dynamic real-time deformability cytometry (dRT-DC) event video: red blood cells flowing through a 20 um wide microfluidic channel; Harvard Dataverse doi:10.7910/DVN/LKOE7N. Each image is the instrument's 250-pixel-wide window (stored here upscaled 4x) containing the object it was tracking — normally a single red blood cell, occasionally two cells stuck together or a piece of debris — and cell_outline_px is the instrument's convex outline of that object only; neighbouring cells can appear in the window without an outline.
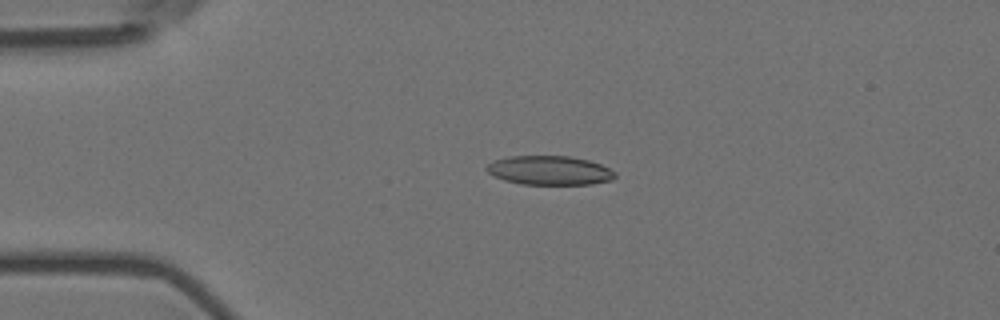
{"species": "Egyptian fruit bat (a non-hibernating species)", "species_latin": "Rousettus aegyptiacus", "temperature_condition": "room temperature", "stored_images_in_passage": 3, "camera_frame_rate_fps": 3000, "um_per_image_px": 0.085, "animal": {"sex": "female"}, "frame": {"image": 1, "passage_image": 2, "time_ms": 0.333, "image_size_px": [1000, 320], "cell_outline_px": [[616, 176], [612, 180], [592, 184], [520, 184], [504, 180], [488, 172], [484, 168], [492, 160], [508, 156], [568, 156], [588, 160], [600, 164], [616, 172]], "centroid_in_image_um": [46.7, 14.48], "position_along_channel_um": 38.3, "area_um2": 21.79}}